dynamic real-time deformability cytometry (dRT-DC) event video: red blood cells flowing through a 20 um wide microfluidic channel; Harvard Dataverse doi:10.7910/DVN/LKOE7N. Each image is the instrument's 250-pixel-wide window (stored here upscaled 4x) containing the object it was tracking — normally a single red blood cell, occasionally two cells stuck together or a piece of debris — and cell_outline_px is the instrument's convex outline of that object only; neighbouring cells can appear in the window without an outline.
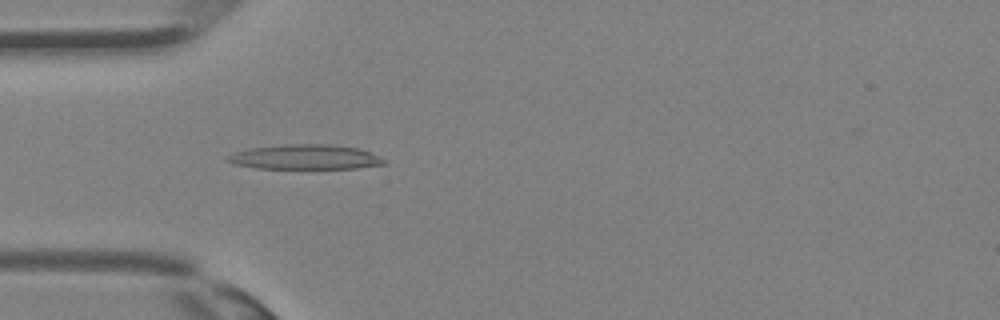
{"species": "Egyptian fruit bat (a non-hibernating species)", "species_latin": "Rousettus aegyptiacus", "temperature_condition": "room temperature", "stored_images_in_passage": 27, "camera_frame_rate_fps": 3000, "um_per_image_px": 0.085, "animal": {"sex": "female"}, "frame": {"image": 1, "passage_image": 5, "time_ms": 1.333, "image_size_px": [1000, 320], "cell_outline_px": [[388, 164], [356, 168], [256, 168], [236, 164], [228, 160], [224, 156], [248, 148], [284, 144], [332, 144], [360, 148], [384, 160]], "centroid_in_image_um": [25.93, 13.34], "position_along_channel_um": 59.1, "area_um2": 22.48}}
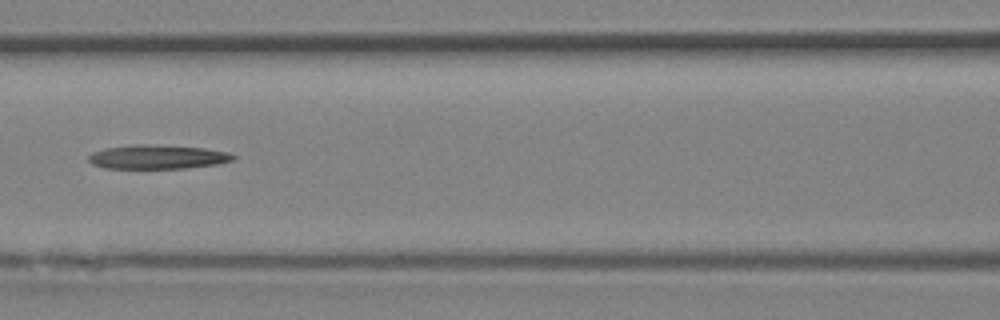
{"frame": {"image": 2, "passage_image": 10, "time_ms": 3.0, "image_size_px": [1000, 320], "cell_outline_px": [[236, 160], [220, 164], [188, 168], [104, 168], [92, 164], [88, 160], [88, 156], [92, 152], [104, 148], [136, 144], [144, 144], [204, 148], [228, 152], [236, 156]], "centroid_in_image_um": [13.42, 13.34], "position_along_channel_um": 153.2, "area_um2": 20.4}}
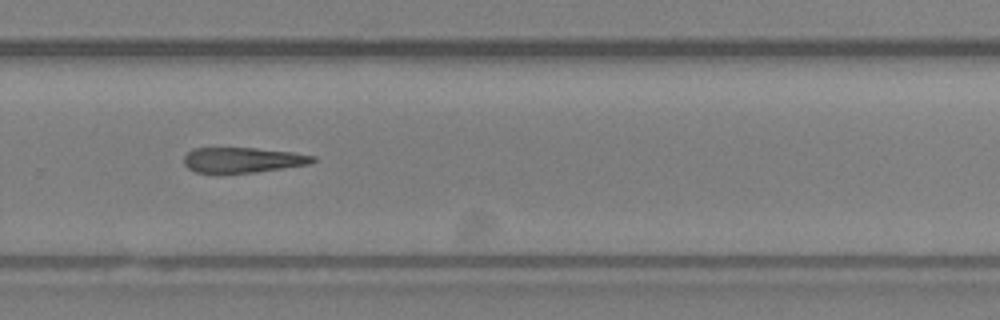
{"frame": {"image": 3, "passage_image": 18, "time_ms": 5.667, "image_size_px": [1000, 320], "cell_outline_px": [[316, 160], [308, 164], [256, 172], [196, 172], [188, 168], [184, 164], [184, 156], [192, 148], [256, 148], [292, 152], [316, 156]], "centroid_in_image_um": [20.63, 13.58], "position_along_channel_um": 309.2, "area_um2": 18.73}}